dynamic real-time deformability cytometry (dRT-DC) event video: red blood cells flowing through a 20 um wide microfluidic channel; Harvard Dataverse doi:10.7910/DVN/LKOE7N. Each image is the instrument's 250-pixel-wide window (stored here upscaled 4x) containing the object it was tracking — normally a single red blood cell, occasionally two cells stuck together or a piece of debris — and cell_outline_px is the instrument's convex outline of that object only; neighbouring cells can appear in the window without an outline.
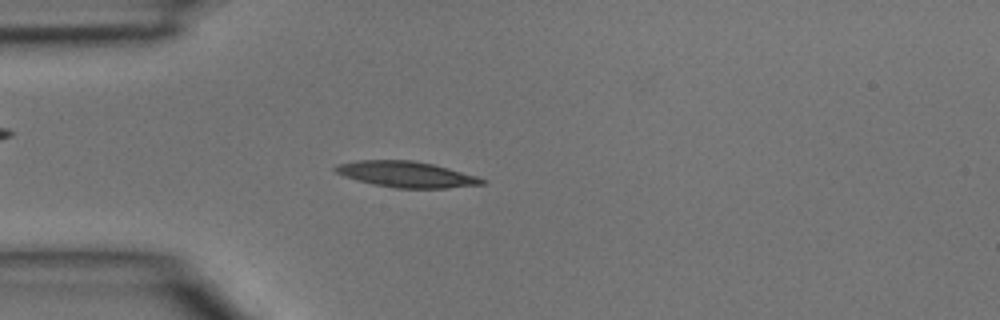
{"species": "common noctule bat (a hibernating species)", "species_latin": "Nyctalus noctula", "temperature_condition": "room temperature", "stored_images_in_passage": 40, "camera_frame_rate_fps": 3000, "um_per_image_px": 0.085, "animal": {"sex": "male", "body_mass_g": 15.6}, "frame": {"image": 1, "passage_image": 8, "time_ms": 2.333, "image_size_px": [1000, 320], "cell_outline_px": [[488, 180], [484, 184], [448, 188], [396, 188], [372, 184], [356, 180], [344, 176], [336, 172], [332, 168], [336, 164], [356, 160], [412, 160], [432, 164], [448, 168], [476, 176]], "centroid_in_image_um": [34.51, 14.82], "position_along_channel_um": 50.5, "area_um2": 22.2}}
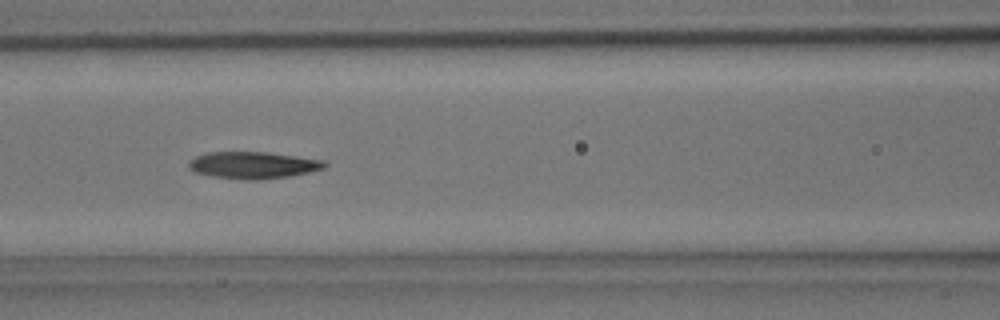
{"frame": {"image": 2, "passage_image": 15, "time_ms": 4.667, "image_size_px": [1000, 320], "cell_outline_px": [[328, 164], [324, 168], [308, 172], [288, 176], [256, 180], [244, 180], [212, 176], [196, 172], [188, 168], [188, 160], [196, 156], [208, 152], [264, 152], [296, 156], [324, 160]], "centroid_in_image_um": [21.48, 14.03], "position_along_channel_um": 145.1, "area_um2": 21.21}}
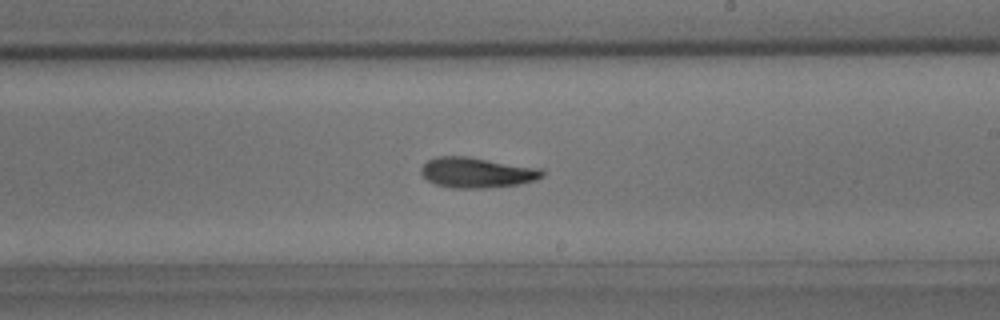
{"frame": {"image": 3, "passage_image": 22, "time_ms": 7.0, "image_size_px": [1000, 320], "cell_outline_px": [[544, 176], [536, 180], [520, 184], [484, 188], [452, 188], [436, 184], [428, 180], [420, 172], [420, 168], [428, 160], [436, 156], [468, 156], [544, 168]], "centroid_in_image_um": [40.58, 14.66], "position_along_channel_um": 248.4, "area_um2": 21.73}}